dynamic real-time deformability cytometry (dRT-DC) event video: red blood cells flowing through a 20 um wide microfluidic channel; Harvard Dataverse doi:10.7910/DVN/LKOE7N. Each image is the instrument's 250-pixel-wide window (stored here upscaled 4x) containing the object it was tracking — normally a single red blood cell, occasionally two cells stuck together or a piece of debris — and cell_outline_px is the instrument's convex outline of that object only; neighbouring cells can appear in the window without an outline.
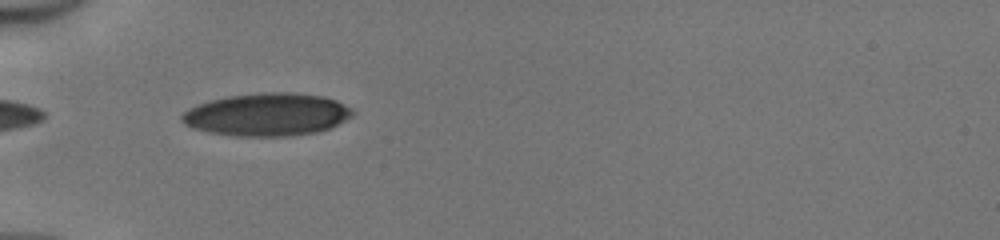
{"species": "human", "species_latin": "Homo sapiens", "temperature_condition": "cold", "stored_images_in_passage": 35, "camera_frame_rate_fps": 3000, "um_per_image_px": 0.085, "donor": {"sex": "male"}, "frame": {"image": 1, "passage_image": 2, "time_ms": 0.333, "image_size_px": [1000, 240], "cell_outline_px": [[356, 112], [352, 116], [332, 128], [316, 132], [288, 136], [236, 136], [208, 132], [192, 128], [184, 124], [180, 120], [180, 116], [188, 108], [212, 100], [228, 96], [264, 92], [292, 92], [324, 96], [336, 100], [352, 108]], "centroid_in_image_um": [22.72, 9.74], "position_along_channel_um": 62.3, "area_um2": 42.77}}
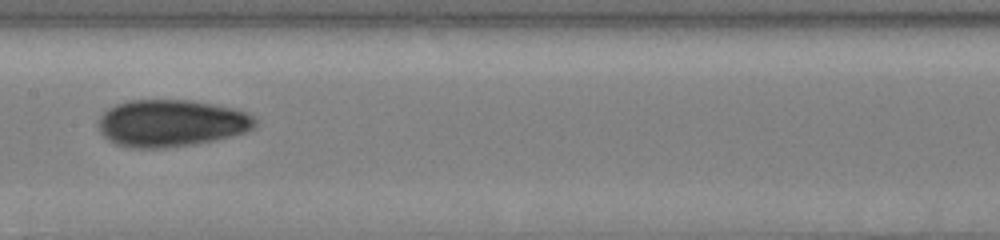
{"frame": {"image": 2, "passage_image": 12, "time_ms": 3.667, "image_size_px": [1000, 240], "cell_outline_px": [[260, 120], [256, 128], [232, 136], [216, 140], [192, 144], [164, 148], [128, 148], [116, 144], [108, 140], [100, 132], [96, 124], [100, 116], [112, 104], [128, 100], [192, 100], [232, 108], [248, 112], [256, 116]], "centroid_in_image_um": [14.56, 10.46], "position_along_channel_um": 192.8, "area_um2": 43.7}}
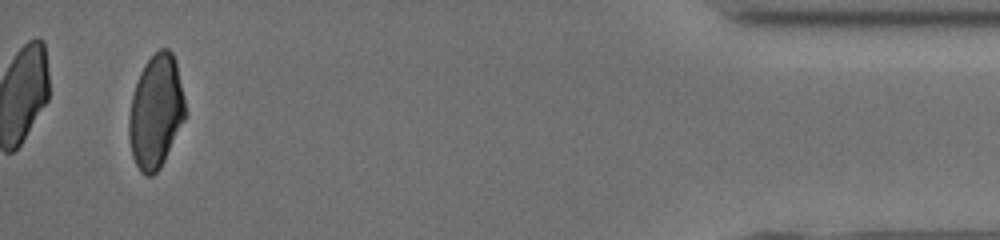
{"frame": {"image": 3, "passage_image": 33, "time_ms": 10.667, "image_size_px": [1000, 240], "cell_outline_px": [[184, 120], [160, 168], [152, 176], [144, 176], [140, 172], [132, 156], [128, 136], [128, 120], [132, 96], [140, 72], [144, 64], [160, 48], [168, 48], [172, 52], [176, 60], [184, 100]], "centroid_in_image_um": [13.22, 9.5], "position_along_channel_um": 422.0, "area_um2": 36.93}, "authors_computed_cell_mechanics": {"area_um2": 41.2114, "velocity_mm_per_s": 4.1763, "shape_relaxation_time_tau1_ms": 6.2381, "shape_relaxation_time_tau2_ms": 2.5864, "deformation_change_tau1": 0.175, "deformation_change_tau2": 0.0773}}